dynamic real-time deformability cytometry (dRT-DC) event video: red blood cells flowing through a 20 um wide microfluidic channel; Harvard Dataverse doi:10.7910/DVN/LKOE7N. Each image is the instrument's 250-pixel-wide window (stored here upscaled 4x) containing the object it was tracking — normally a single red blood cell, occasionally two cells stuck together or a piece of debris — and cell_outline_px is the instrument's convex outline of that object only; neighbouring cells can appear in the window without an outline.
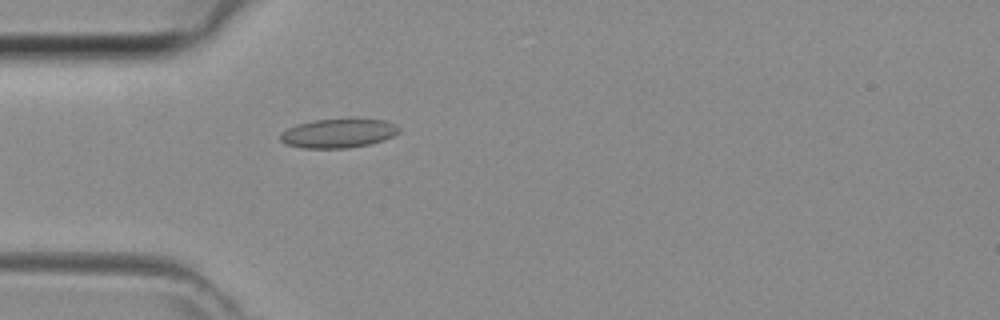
{"species": "common noctule bat (a hibernating species)", "species_latin": "Nyctalus noctula", "temperature_condition": "room temperature", "stored_images_in_passage": 41, "camera_frame_rate_fps": 3000, "um_per_image_px": 0.085, "animal": {"sex": "female", "body_mass_g": 29.2, "forearm_length_mm": 56.3}, "frame": {"image": 1, "passage_image": 10, "time_ms": 3.0, "image_size_px": [1000, 320], "cell_outline_px": [[400, 132], [384, 140], [368, 144], [348, 148], [304, 148], [284, 144], [280, 140], [280, 132], [296, 124], [316, 120], [352, 116], [356, 116], [384, 120], [396, 124], [400, 128]], "centroid_in_image_um": [28.79, 11.28], "position_along_channel_um": 56.2, "area_um2": 20.92}}
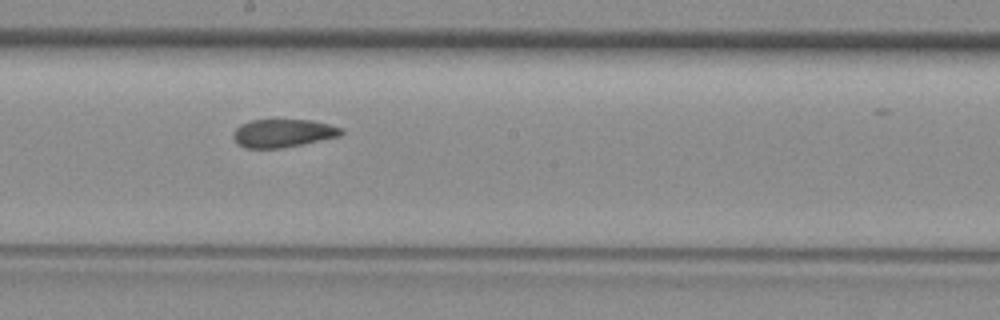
{"frame": {"image": 2, "passage_image": 21, "time_ms": 6.667, "image_size_px": [1000, 320], "cell_outline_px": [[344, 132], [340, 136], [304, 144], [280, 148], [244, 148], [232, 136], [232, 132], [240, 124], [248, 120], [312, 120], [344, 128]], "centroid_in_image_um": [24.06, 11.31], "position_along_channel_um": 224.1, "area_um2": 17.8}}
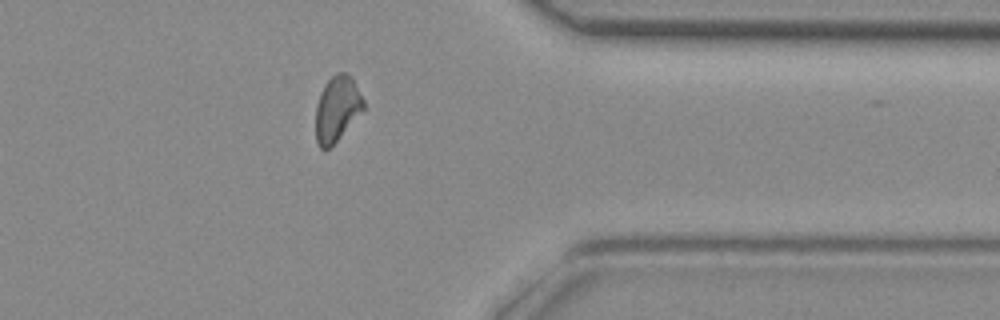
{"frame": {"image": 3, "passage_image": 32, "time_ms": 10.333, "image_size_px": [1000, 320], "cell_outline_px": [[364, 108], [336, 140], [324, 152], [320, 148], [316, 140], [316, 104], [320, 92], [324, 84], [336, 72], [344, 72], [352, 76], [364, 100]], "centroid_in_image_um": [28.63, 9.2], "position_along_channel_um": 382.8, "area_um2": 18.03}}